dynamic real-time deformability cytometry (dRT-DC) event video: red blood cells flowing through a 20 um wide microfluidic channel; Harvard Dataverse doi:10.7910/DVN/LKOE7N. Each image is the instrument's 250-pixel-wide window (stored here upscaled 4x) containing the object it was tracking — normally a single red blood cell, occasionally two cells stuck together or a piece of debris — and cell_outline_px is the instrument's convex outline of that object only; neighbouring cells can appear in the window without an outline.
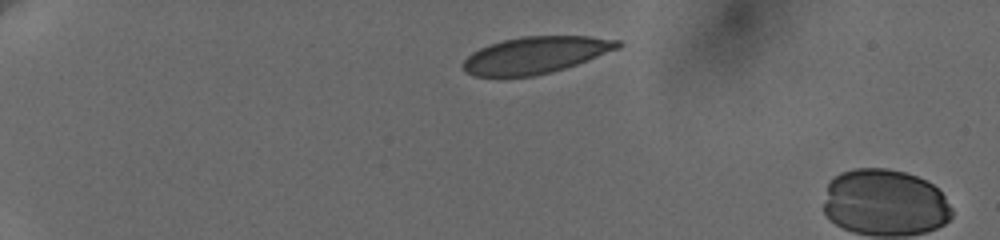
{"species": "human", "species_latin": "Homo sapiens", "temperature_condition": "cold", "stored_images_in_passage": 6, "camera_frame_rate_fps": 3000, "um_per_image_px": 0.085, "donor": {"sex": "female"}, "frame": {"image": 1, "passage_image": 1, "time_ms": 0.0, "image_size_px": [1000, 240], "cell_outline_px": [[624, 44], [620, 48], [576, 64], [564, 68], [536, 76], [500, 80], [476, 76], [464, 72], [460, 64], [472, 52], [488, 44], [504, 40], [524, 36], [588, 36], [620, 40]], "centroid_in_image_um": [45.44, 4.72], "position_along_channel_um": 39.6, "area_um2": 34.04}}